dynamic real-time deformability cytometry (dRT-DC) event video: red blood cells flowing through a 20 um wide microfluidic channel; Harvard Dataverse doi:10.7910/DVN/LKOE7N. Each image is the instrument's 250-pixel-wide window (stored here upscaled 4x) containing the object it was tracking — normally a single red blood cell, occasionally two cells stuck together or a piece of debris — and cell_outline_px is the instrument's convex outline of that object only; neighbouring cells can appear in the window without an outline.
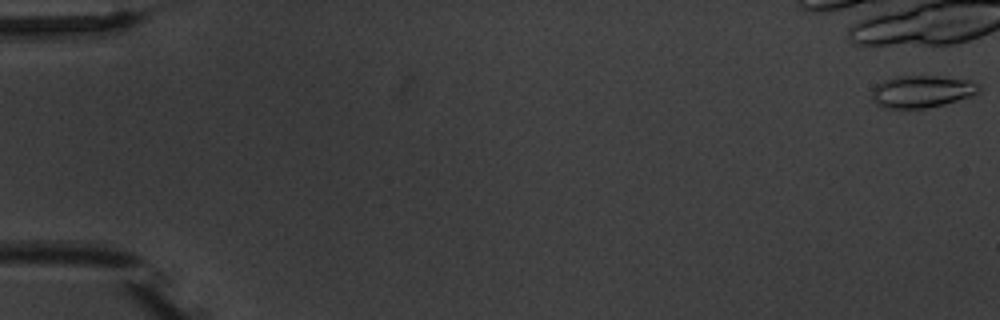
{"species": "common noctule bat (a hibernating species)", "species_latin": "Nyctalus noctula", "temperature_condition": "warm", "stored_images_in_passage": 3, "camera_frame_rate_fps": 3000, "um_per_image_px": 0.085, "animal": {"sex": "male", "body_mass_g": 20.1, "forearm_length_mm": 53.5}, "frame": {"image": 1, "passage_image": 1, "time_ms": 0.0, "image_size_px": [1000, 320], "cell_outline_px": [[980, 92], [972, 96], [944, 104], [928, 108], [880, 108], [872, 100], [872, 88], [876, 84], [884, 80], [896, 76], [940, 76], [972, 80], [980, 88]], "centroid_in_image_um": [78.34, 7.78], "position_along_channel_um": 6.7, "area_um2": 20.35}}